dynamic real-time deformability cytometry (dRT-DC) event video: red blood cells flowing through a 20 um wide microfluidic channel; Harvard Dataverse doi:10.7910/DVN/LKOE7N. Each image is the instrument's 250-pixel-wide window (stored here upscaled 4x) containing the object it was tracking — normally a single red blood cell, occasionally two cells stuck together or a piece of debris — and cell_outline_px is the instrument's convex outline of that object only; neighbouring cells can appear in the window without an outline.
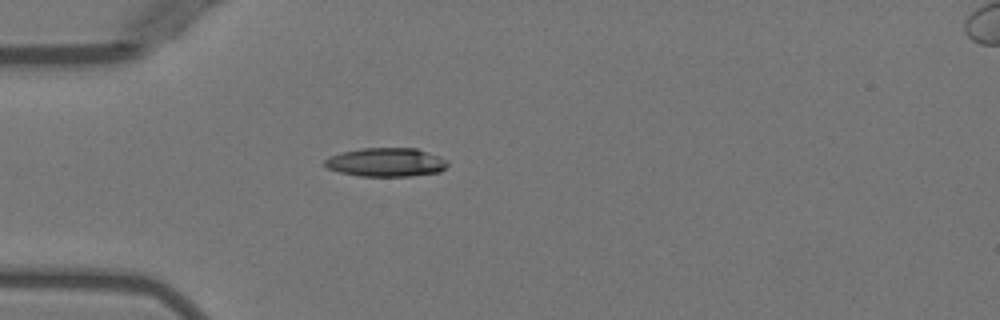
{"species": "Egyptian fruit bat (a non-hibernating species)", "species_latin": "Rousettus aegyptiacus", "temperature_condition": "warm", "stored_images_in_passage": 3, "camera_frame_rate_fps": 3000, "um_per_image_px": 0.085, "animal": {"sex": "female"}, "frame": {"image": 1, "passage_image": 3, "time_ms": 2.333, "image_size_px": [1000, 320], "cell_outline_px": [[448, 164], [440, 172], [412, 176], [360, 176], [340, 172], [328, 168], [324, 164], [324, 160], [340, 152], [360, 148], [416, 148], [440, 156], [448, 160]], "centroid_in_image_um": [32.84, 13.79], "position_along_channel_um": 52.2, "area_um2": 20.63}}